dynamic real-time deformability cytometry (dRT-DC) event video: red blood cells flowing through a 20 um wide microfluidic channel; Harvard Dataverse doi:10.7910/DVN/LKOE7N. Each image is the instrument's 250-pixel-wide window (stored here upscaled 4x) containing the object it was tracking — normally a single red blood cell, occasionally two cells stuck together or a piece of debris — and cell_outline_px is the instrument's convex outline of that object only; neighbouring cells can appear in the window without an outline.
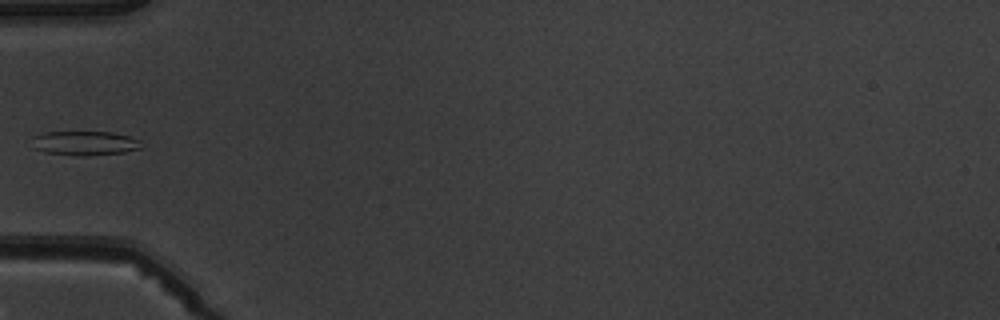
{"species": "common noctule bat (a hibernating species)", "species_latin": "Nyctalus noctula", "temperature_condition": "warm", "stored_images_in_passage": 5, "camera_frame_rate_fps": 3000, "um_per_image_px": 0.085, "animal": {"sex": "male", "body_mass_g": 19.5, "forearm_length_mm": 54.6}, "frame": {"image": 1, "passage_image": 5, "time_ms": 5.333, "image_size_px": [1000, 320], "cell_outline_px": [[140, 148], [124, 152], [88, 156], [76, 156], [44, 152], [32, 148], [32, 136], [44, 132], [112, 132], [128, 136], [140, 140]], "centroid_in_image_um": [7.14, 12.17], "position_along_channel_um": 77.9, "area_um2": 15.61}}